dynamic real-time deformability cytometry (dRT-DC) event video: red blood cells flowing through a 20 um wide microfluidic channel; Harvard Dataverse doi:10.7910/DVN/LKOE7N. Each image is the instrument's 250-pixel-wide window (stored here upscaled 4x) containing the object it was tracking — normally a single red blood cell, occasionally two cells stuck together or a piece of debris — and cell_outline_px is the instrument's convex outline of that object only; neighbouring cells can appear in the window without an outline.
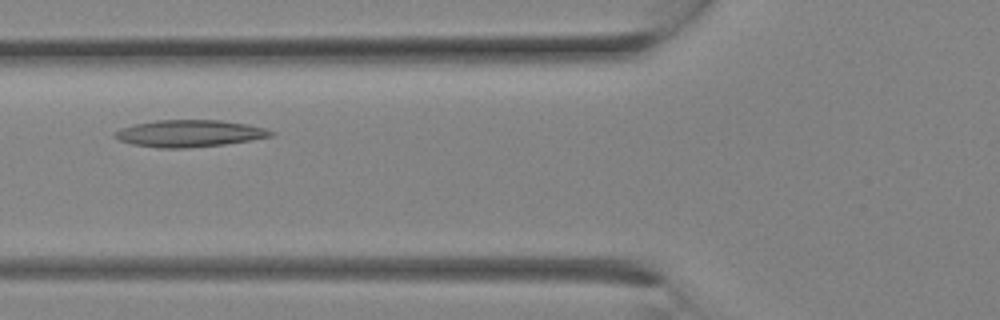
{"species": "Egyptian fruit bat (a non-hibernating species)", "species_latin": "Rousettus aegyptiacus", "temperature_condition": "room temperature", "stored_images_in_passage": 7, "camera_frame_rate_fps": 3000, "um_per_image_px": 0.085, "animal": {"sex": "female"}, "frame": {"image": 1, "passage_image": 4, "time_ms": 1.0, "image_size_px": [1000, 320], "cell_outline_px": [[276, 132], [272, 136], [252, 140], [224, 144], [188, 148], [160, 148], [132, 144], [120, 140], [112, 136], [120, 128], [136, 124], [156, 120], [220, 120], [248, 124], [264, 128]], "centroid_in_image_um": [16.12, 11.34], "position_along_channel_um": 109.7, "area_um2": 24.45}}
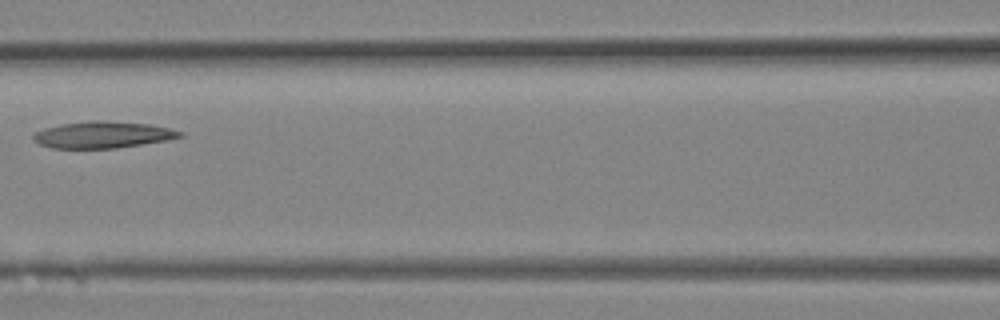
{"frame": {"image": 2, "passage_image": 6, "time_ms": 1.667, "image_size_px": [1000, 320], "cell_outline_px": [[184, 136], [168, 140], [116, 148], [52, 148], [40, 144], [32, 136], [36, 132], [44, 128], [64, 124], [92, 120], [104, 120], [148, 124], [168, 128], [184, 132]], "centroid_in_image_um": [8.78, 11.45], "position_along_channel_um": 157.8, "area_um2": 22.54}}